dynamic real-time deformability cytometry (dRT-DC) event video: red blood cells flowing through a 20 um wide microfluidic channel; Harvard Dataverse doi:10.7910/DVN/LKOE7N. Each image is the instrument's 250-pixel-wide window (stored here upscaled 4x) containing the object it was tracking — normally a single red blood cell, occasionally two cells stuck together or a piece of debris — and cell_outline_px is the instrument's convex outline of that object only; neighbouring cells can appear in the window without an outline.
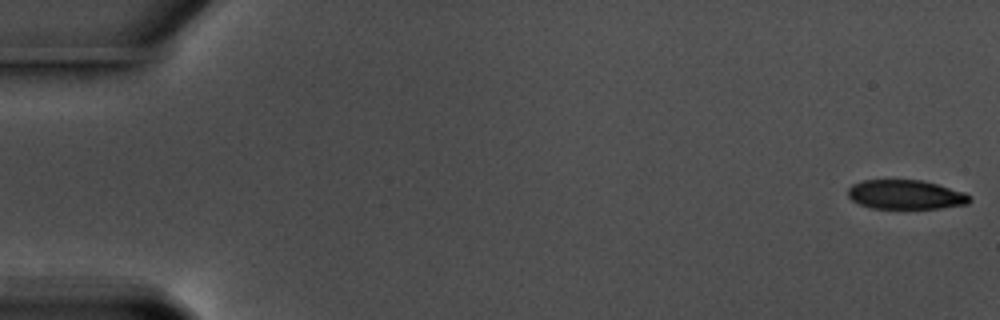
{"species": "common noctule bat (a hibernating species)", "species_latin": "Nyctalus noctula", "temperature_condition": "warm", "stored_images_in_passage": 18, "camera_frame_rate_fps": 3000, "um_per_image_px": 0.085, "animal": {"sex": "male", "body_mass_g": 17.5, "forearm_length_mm": 52.3}, "frame": {"image": 1, "passage_image": 1, "time_ms": 0.0, "image_size_px": [1000, 320], "cell_outline_px": [[972, 200], [968, 204], [940, 208], [872, 208], [860, 204], [852, 200], [848, 196], [848, 188], [852, 184], [864, 180], [920, 180], [936, 184], [964, 192], [972, 196]], "centroid_in_image_um": [76.99, 16.54], "position_along_channel_um": 8.0, "area_um2": 20.69}}
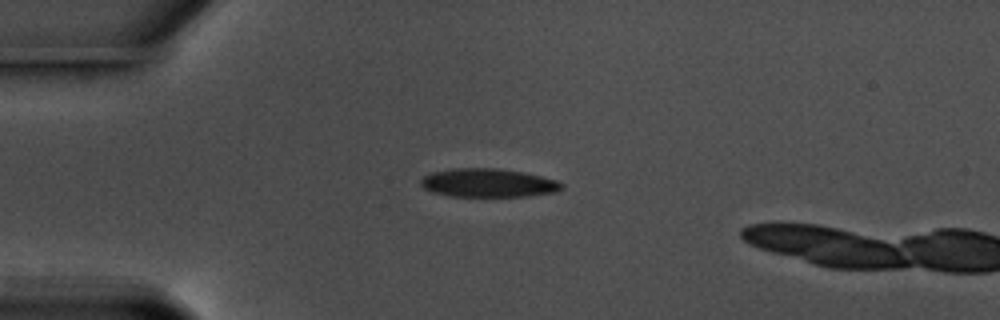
{"frame": {"image": 2, "passage_image": 15, "time_ms": 4.667, "image_size_px": [1000, 320], "cell_outline_px": [[564, 188], [556, 192], [528, 196], [448, 196], [432, 192], [424, 188], [420, 184], [420, 180], [424, 176], [432, 172], [452, 168], [496, 168], [524, 172], [556, 180], [564, 184]], "centroid_in_image_um": [41.49, 15.54], "position_along_channel_um": 43.5, "area_um2": 23.52}}